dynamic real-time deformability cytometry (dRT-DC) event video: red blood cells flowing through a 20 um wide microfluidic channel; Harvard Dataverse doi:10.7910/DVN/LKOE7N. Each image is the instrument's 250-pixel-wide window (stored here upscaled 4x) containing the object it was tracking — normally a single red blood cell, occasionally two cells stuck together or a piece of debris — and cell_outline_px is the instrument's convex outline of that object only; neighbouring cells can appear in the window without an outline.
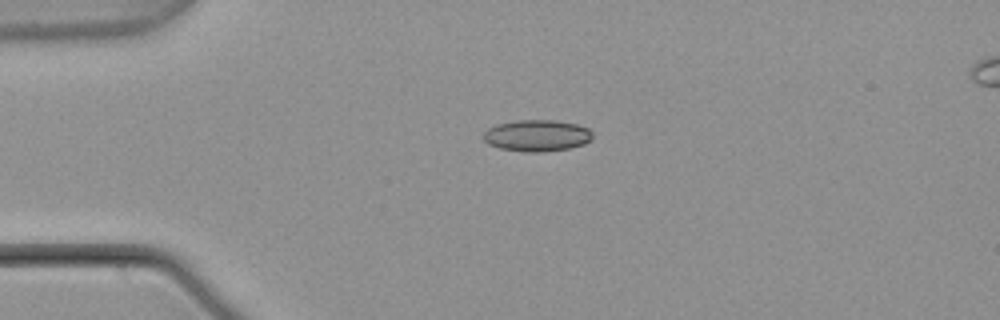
{"species": "common noctule bat (a hibernating species)", "species_latin": "Nyctalus noctula", "temperature_condition": "warm", "stored_images_in_passage": 6, "camera_frame_rate_fps": 3000, "um_per_image_px": 0.085, "animal": {"sex": "male", "body_mass_g": 21.5, "forearm_length_mm": 52.0}, "frame": {"image": 1, "passage_image": 3, "time_ms": 0.667, "image_size_px": [1000, 320], "cell_outline_px": [[592, 140], [584, 144], [568, 148], [540, 152], [524, 152], [500, 148], [488, 144], [484, 140], [484, 132], [488, 128], [496, 124], [516, 120], [552, 120], [576, 124], [588, 128], [592, 132]], "centroid_in_image_um": [45.63, 11.52], "position_along_channel_um": 39.4, "area_um2": 20.06}}
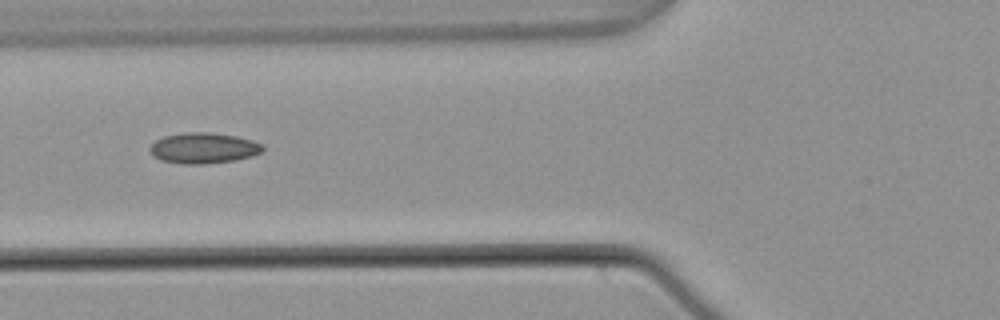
{"frame": {"image": 2, "passage_image": 5, "time_ms": 1.333, "image_size_px": [1000, 320], "cell_outline_px": [[264, 148], [260, 152], [252, 156], [236, 160], [204, 164], [180, 164], [160, 160], [152, 156], [148, 148], [156, 140], [164, 136], [184, 132], [208, 132], [236, 136], [252, 140], [264, 144]], "centroid_in_image_um": [17.28, 12.59], "position_along_channel_um": 108.5, "area_um2": 20.4}}
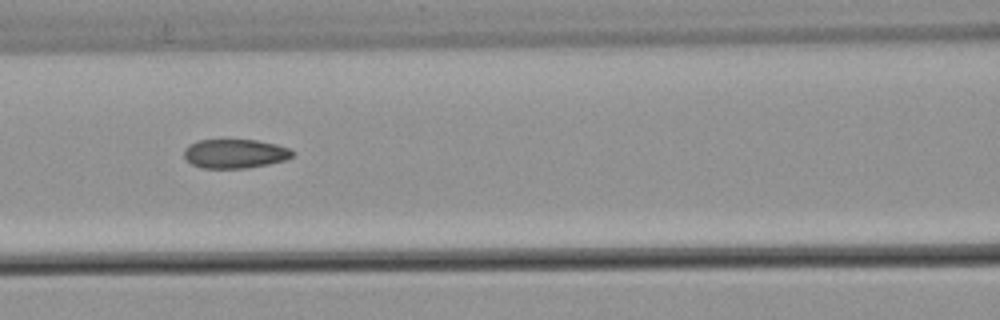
{"frame": {"image": 3, "passage_image": 6, "time_ms": 1.667, "image_size_px": [1000, 320], "cell_outline_px": [[296, 152], [292, 156], [284, 160], [268, 164], [248, 168], [200, 168], [192, 164], [184, 156], [184, 148], [188, 144], [196, 140], [256, 140], [276, 144], [288, 148]], "centroid_in_image_um": [19.95, 13.06], "position_along_channel_um": 146.7, "area_um2": 18.44}}